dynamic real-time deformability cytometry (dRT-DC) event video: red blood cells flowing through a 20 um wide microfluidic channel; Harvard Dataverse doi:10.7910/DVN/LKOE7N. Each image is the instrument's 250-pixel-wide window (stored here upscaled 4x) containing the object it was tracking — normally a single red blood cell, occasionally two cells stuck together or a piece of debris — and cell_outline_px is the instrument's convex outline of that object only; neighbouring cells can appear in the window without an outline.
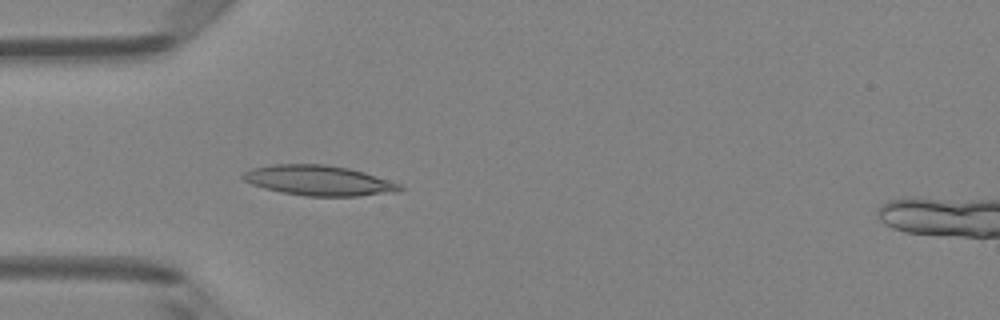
{"species": "Egyptian fruit bat (a non-hibernating species)", "species_latin": "Rousettus aegyptiacus", "temperature_condition": "room temperature", "stored_images_in_passage": 50, "camera_frame_rate_fps": 3000, "um_per_image_px": 0.085, "animal": {"sex": "female"}, "frame": {"image": 1, "passage_image": 15, "time_ms": 4.667, "image_size_px": [1000, 320], "cell_outline_px": [[404, 188], [400, 192], [360, 196], [308, 196], [280, 192], [264, 188], [252, 184], [244, 180], [240, 176], [244, 172], [252, 168], [272, 164], [324, 164], [348, 168], [364, 172], [400, 184]], "centroid_in_image_um": [27.1, 15.34], "position_along_channel_um": 57.9, "area_um2": 27.63}}
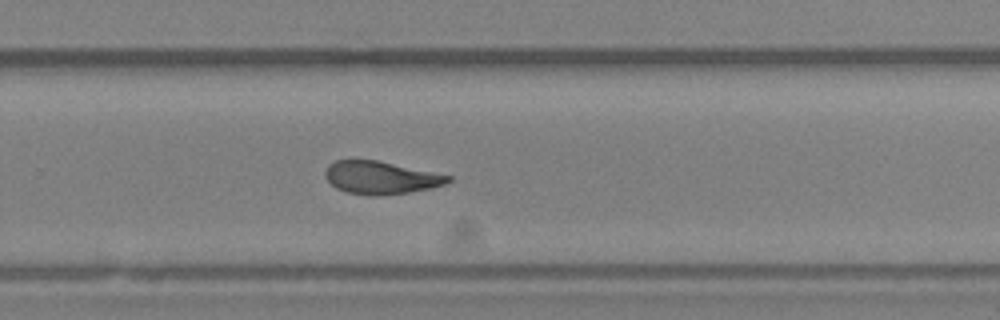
{"frame": {"image": 2, "passage_image": 33, "time_ms": 10.667, "image_size_px": [1000, 320], "cell_outline_px": [[452, 180], [444, 184], [432, 188], [408, 192], [372, 196], [348, 192], [336, 188], [324, 176], [324, 172], [328, 164], [336, 160], [376, 160], [452, 176]], "centroid_in_image_um": [32.35, 15.09], "position_along_channel_um": 297.5, "area_um2": 23.24}}
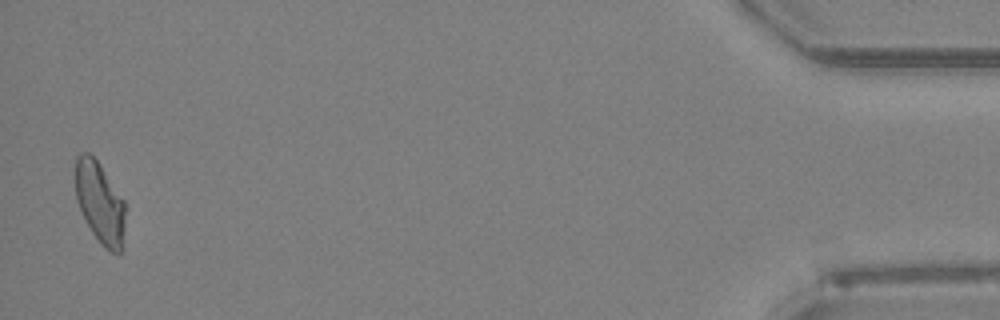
{"frame": {"image": 3, "passage_image": 49, "time_ms": 16.0, "image_size_px": [1000, 320], "cell_outline_px": [[124, 248], [120, 252], [112, 252], [104, 248], [100, 244], [92, 232], [76, 200], [76, 156], [80, 152], [88, 152], [100, 164], [124, 200]], "centroid_in_image_um": [8.5, 17.24], "position_along_channel_um": 426.7, "area_um2": 23.58}, "authors_computed_cell_mechanics": {"area_um2": 24.5072, "velocity_mm_per_s": 4.0821, "shape_relaxation_time_tau1_ms": null, "shape_relaxation_time_tau2_ms": 2.7186, "deformation_change_tau1": null, "deformation_change_tau2": 0.0805}}